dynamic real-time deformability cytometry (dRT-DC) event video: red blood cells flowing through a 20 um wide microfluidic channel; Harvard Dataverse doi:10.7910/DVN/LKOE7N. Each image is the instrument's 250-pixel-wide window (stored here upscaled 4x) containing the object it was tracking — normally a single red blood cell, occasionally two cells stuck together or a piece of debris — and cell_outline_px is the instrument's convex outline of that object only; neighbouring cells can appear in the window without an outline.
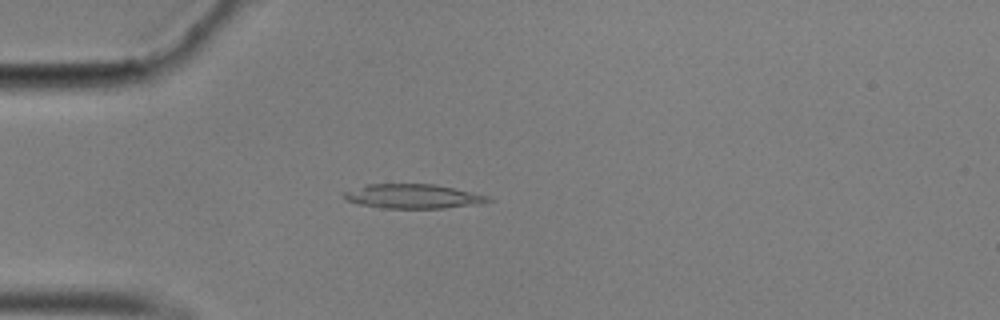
{"species": "common noctule bat (a hibernating species)", "species_latin": "Nyctalus noctula", "temperature_condition": "cold", "stored_images_in_passage": 57, "camera_frame_rate_fps": 3000, "um_per_image_px": 0.085, "animal": {"sex": "male", "body_mass_g": 17.9}, "frame": {"image": 1, "passage_image": 16, "time_ms": 5.0, "image_size_px": [1000, 320], "cell_outline_px": [[492, 200], [480, 204], [444, 208], [380, 208], [360, 204], [348, 200], [344, 196], [344, 192], [364, 184], [436, 184], [488, 196]], "centroid_in_image_um": [35.11, 16.68], "position_along_channel_um": 49.9, "area_um2": 20.29}}
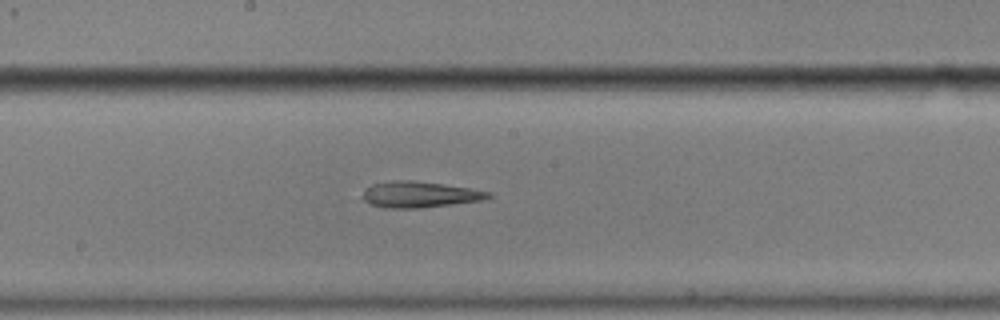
{"frame": {"image": 2, "passage_image": 31, "time_ms": 10.0, "image_size_px": [1000, 320], "cell_outline_px": [[492, 196], [480, 200], [420, 208], [384, 208], [372, 204], [364, 200], [360, 196], [364, 188], [372, 184], [392, 180], [412, 180], [444, 184], [472, 188], [492, 192]], "centroid_in_image_um": [35.62, 16.52], "position_along_channel_um": 212.6, "area_um2": 19.19}}
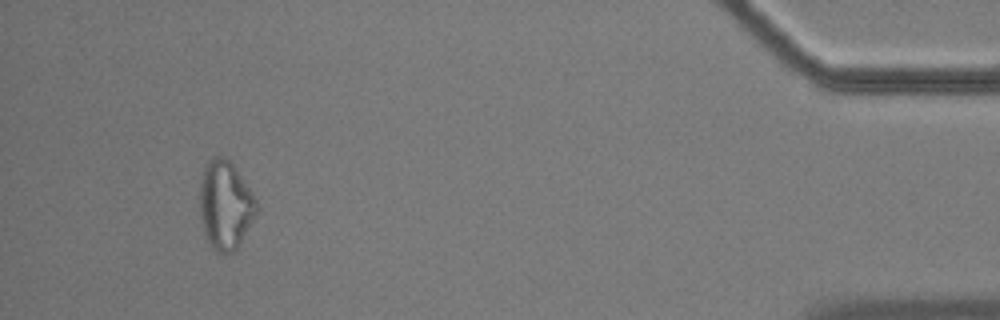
{"frame": {"image": 3, "passage_image": 54, "time_ms": 17.667, "image_size_px": [1000, 320], "cell_outline_px": [[260, 212], [236, 248], [232, 252], [216, 252], [212, 248], [204, 236], [200, 216], [200, 176], [208, 160], [216, 156], [228, 156], [232, 160], [252, 192], [260, 208]], "centroid_in_image_um": [19.17, 17.39], "position_along_channel_um": 416.0, "area_um2": 30.06}, "authors_computed_cell_mechanics": {"area_um2": 20.519, "velocity_mm_per_s": 3.4938, "shape_relaxation_time_tau1_ms": null, "shape_relaxation_time_tau2_ms": 5.5289, "deformation_change_tau1": null, "deformation_change_tau2": 0.2034}}